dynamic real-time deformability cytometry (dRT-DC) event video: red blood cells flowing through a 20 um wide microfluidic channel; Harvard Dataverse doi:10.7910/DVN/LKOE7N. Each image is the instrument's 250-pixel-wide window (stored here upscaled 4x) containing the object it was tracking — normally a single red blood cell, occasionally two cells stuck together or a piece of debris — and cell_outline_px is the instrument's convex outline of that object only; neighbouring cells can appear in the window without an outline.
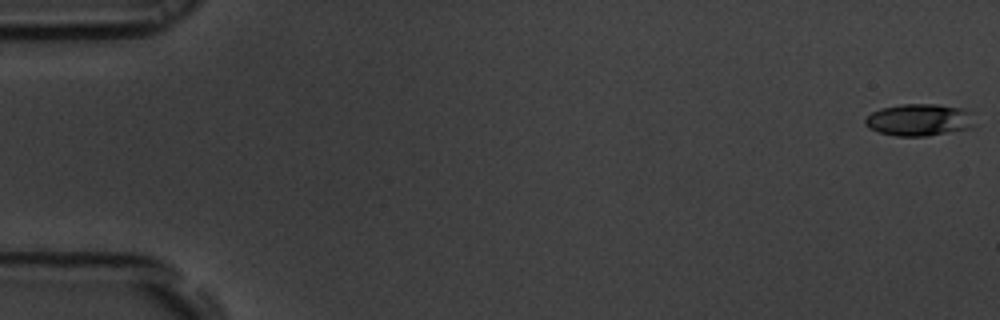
{"species": "common noctule bat (a hibernating species)", "species_latin": "Nyctalus noctula", "temperature_condition": "room temperature", "stored_images_in_passage": 16, "camera_frame_rate_fps": 3000, "um_per_image_px": 0.085, "animal": {"sex": "male", "body_mass_g": 19.5, "forearm_length_mm": 54.6}, "frame": {"image": 1, "passage_image": 1, "time_ms": 0.0, "image_size_px": [1000, 320], "cell_outline_px": [[972, 112], [968, 128], [928, 136], [896, 136], [880, 132], [868, 128], [864, 124], [864, 120], [872, 112], [880, 108], [900, 104], [936, 104], [964, 108]], "centroid_in_image_um": [78.05, 10.17], "position_along_channel_um": 6.9, "area_um2": 20.23}}
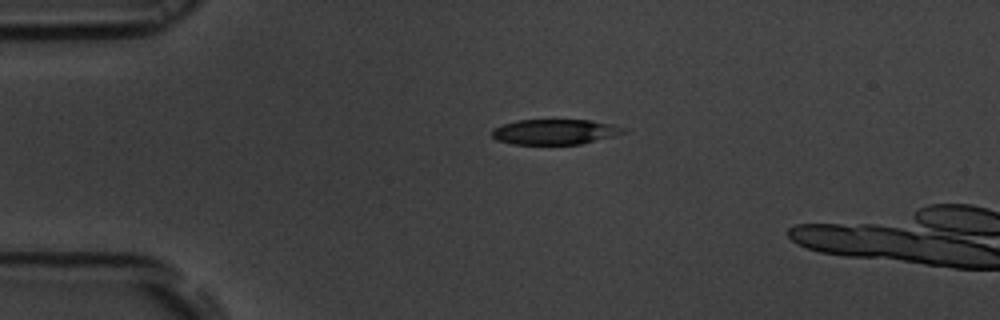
{"frame": {"image": 2, "passage_image": 13, "time_ms": 4.0, "image_size_px": [1000, 320], "cell_outline_px": [[628, 132], [580, 144], [512, 144], [496, 140], [492, 136], [492, 128], [516, 120], [588, 120], [612, 124], [628, 128]], "centroid_in_image_um": [47.17, 11.2], "position_along_channel_um": 37.8, "area_um2": 19.36}}